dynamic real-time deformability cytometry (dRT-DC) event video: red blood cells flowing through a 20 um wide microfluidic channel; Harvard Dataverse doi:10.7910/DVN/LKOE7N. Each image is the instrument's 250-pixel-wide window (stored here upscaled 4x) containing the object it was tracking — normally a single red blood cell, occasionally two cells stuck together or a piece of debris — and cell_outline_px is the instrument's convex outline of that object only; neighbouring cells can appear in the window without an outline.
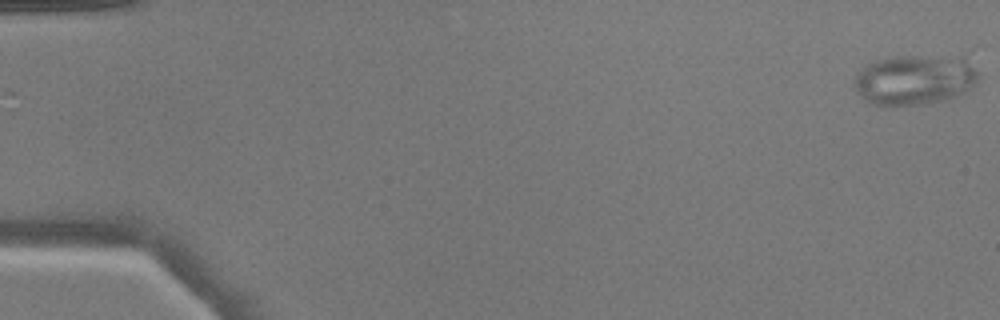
{"species": "common noctule bat (a hibernating species)", "species_latin": "Nyctalus noctula", "temperature_condition": "warm", "stored_images_in_passage": 14, "camera_frame_rate_fps": 3000, "um_per_image_px": 0.085, "animal": {"sex": "male", "body_mass_g": 17.9}, "frame": {"image": 1, "passage_image": 1, "time_ms": 0.0, "image_size_px": [1000, 320], "cell_outline_px": [[980, 76], [964, 92], [956, 96], [944, 100], [924, 104], [872, 104], [864, 100], [856, 88], [856, 76], [860, 68], [876, 60], [900, 56], [964, 56]], "centroid_in_image_um": [77.76, 6.75], "position_along_channel_um": 7.2, "area_um2": 35.72}}